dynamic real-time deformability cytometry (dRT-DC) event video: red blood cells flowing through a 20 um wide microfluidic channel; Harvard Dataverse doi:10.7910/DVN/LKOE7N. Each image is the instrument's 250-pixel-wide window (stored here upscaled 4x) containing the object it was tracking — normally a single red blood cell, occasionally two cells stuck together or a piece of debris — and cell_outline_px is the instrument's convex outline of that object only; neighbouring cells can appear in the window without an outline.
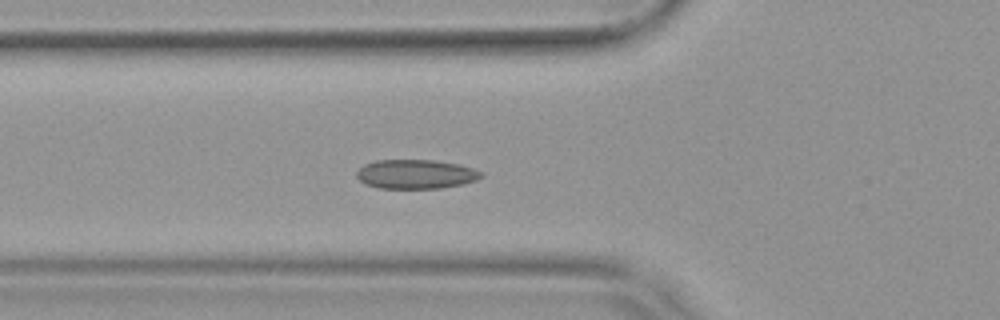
{"species": "common noctule bat (a hibernating species)", "species_latin": "Nyctalus noctula", "temperature_condition": "warm", "stored_images_in_passage": 48, "camera_frame_rate_fps": 3000, "um_per_image_px": 0.085, "animal": {"sex": "female", "body_mass_g": 19.9}, "frame": {"image": 1, "passage_image": 14, "time_ms": 4.333, "image_size_px": [1000, 320], "cell_outline_px": [[484, 176], [476, 180], [464, 184], [440, 188], [376, 188], [364, 184], [356, 176], [356, 172], [364, 164], [376, 160], [432, 160], [456, 164], [472, 168], [484, 172]], "centroid_in_image_um": [35.34, 14.81], "position_along_channel_um": 90.5, "area_um2": 21.27}, "authors_computed_cell_mechanics": {"area_um2": 20.2589, "velocity_mm_per_s": 3.7685, "shape_relaxation_time_tau1_ms": 9.9416, "shape_relaxation_time_tau2_ms": 2.23, "deformation_change_tau1": 0.146, "deformation_change_tau2": 0.0608}}